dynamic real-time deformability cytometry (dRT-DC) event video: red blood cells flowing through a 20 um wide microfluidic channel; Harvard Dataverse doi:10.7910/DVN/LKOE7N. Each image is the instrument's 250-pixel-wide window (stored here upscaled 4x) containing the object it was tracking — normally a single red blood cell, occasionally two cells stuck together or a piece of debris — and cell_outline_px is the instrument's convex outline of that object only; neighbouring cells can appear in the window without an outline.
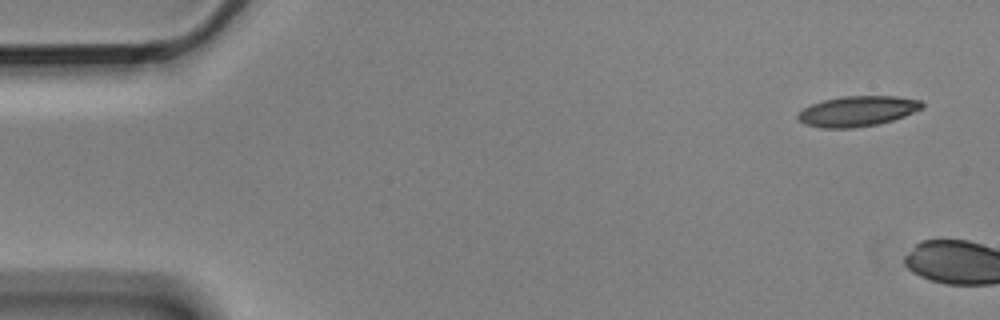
{"species": "Egyptian fruit bat (a non-hibernating species)", "species_latin": "Rousettus aegyptiacus", "temperature_condition": "cold", "stored_images_in_passage": 2, "camera_frame_rate_fps": 3000, "um_per_image_px": 0.085, "animal": {"sex": "male"}, "frame": {"image": 1, "passage_image": 1, "time_ms": 0.0, "image_size_px": [1000, 320], "cell_outline_px": [[924, 108], [904, 116], [880, 124], [856, 128], [820, 128], [804, 124], [796, 116], [804, 108], [812, 104], [824, 100], [844, 96], [896, 96], [920, 100], [924, 104]], "centroid_in_image_um": [72.91, 9.46], "position_along_channel_um": 12.1, "area_um2": 22.02}}